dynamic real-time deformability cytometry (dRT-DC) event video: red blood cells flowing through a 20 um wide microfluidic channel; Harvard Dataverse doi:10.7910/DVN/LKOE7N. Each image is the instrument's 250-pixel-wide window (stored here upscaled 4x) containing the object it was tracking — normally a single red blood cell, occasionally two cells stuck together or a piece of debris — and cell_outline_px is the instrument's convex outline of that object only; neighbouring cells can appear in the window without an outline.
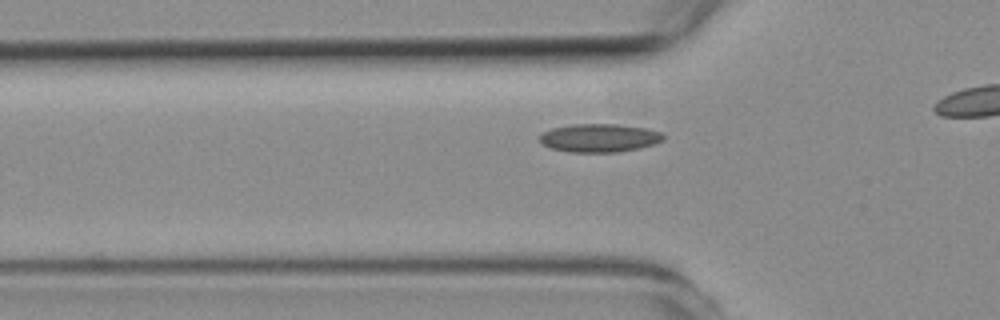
{"species": "common noctule bat (a hibernating species)", "species_latin": "Nyctalus noctula", "temperature_condition": "room temperature", "stored_images_in_passage": 3, "camera_frame_rate_fps": 3000, "um_per_image_px": 0.085, "animal": {"sex": "female", "body_mass_g": 19.3, "forearm_length_mm": 54.1}, "frame": {"image": 1, "passage_image": 3, "time_ms": 3.0, "image_size_px": [1000, 320], "cell_outline_px": [[664, 140], [640, 148], [620, 152], [568, 152], [552, 148], [544, 144], [540, 140], [540, 136], [544, 132], [552, 128], [576, 124], [616, 124], [648, 128], [660, 132], [664, 136]], "centroid_in_image_um": [50.98, 11.72], "position_along_channel_um": 74.8, "area_um2": 20.29}}